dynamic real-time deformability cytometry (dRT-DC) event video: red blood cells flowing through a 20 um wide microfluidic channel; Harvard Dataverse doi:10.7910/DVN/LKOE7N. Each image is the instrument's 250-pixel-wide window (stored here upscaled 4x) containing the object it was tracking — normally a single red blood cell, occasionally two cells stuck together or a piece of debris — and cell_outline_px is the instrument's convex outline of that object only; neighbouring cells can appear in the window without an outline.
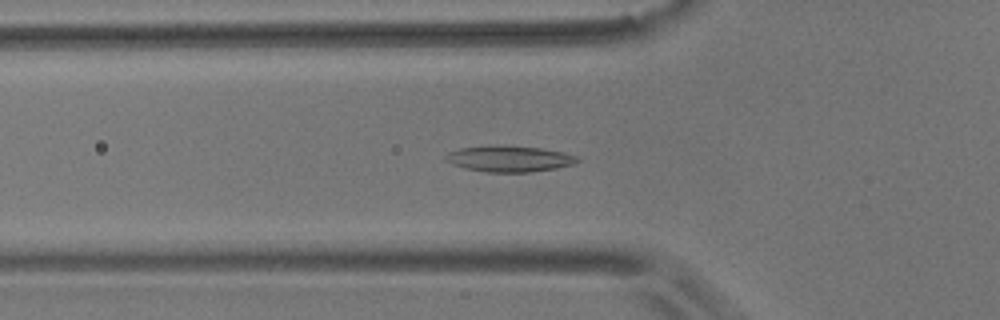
{"species": "common noctule bat (a hibernating species)", "species_latin": "Nyctalus noctula", "temperature_condition": "room temperature", "stored_images_in_passage": 49, "camera_frame_rate_fps": 3000, "um_per_image_px": 0.085, "animal": {"sex": "male", "body_mass_g": 17.9}, "frame": {"image": 1, "passage_image": 13, "time_ms": 4.0, "image_size_px": [1000, 320], "cell_outline_px": [[580, 160], [576, 164], [556, 168], [528, 172], [484, 172], [464, 168], [452, 164], [444, 160], [444, 156], [448, 152], [460, 148], [496, 144], [540, 148], [564, 152], [576, 156]], "centroid_in_image_um": [43.26, 13.49], "position_along_channel_um": 82.5, "area_um2": 20.29}}
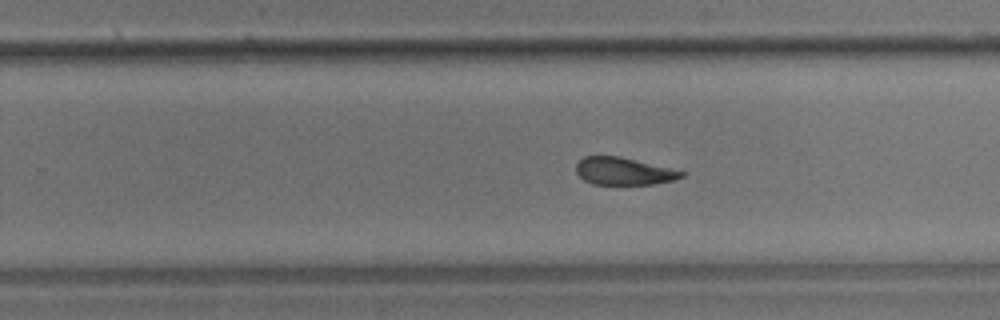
{"frame": {"image": 2, "passage_image": 29, "time_ms": 9.333, "image_size_px": [1000, 320], "cell_outline_px": [[684, 176], [672, 180], [652, 184], [592, 184], [584, 180], [576, 172], [576, 164], [584, 156], [620, 156], [684, 172]], "centroid_in_image_um": [52.95, 14.55], "position_along_channel_um": 276.8, "area_um2": 16.53}}
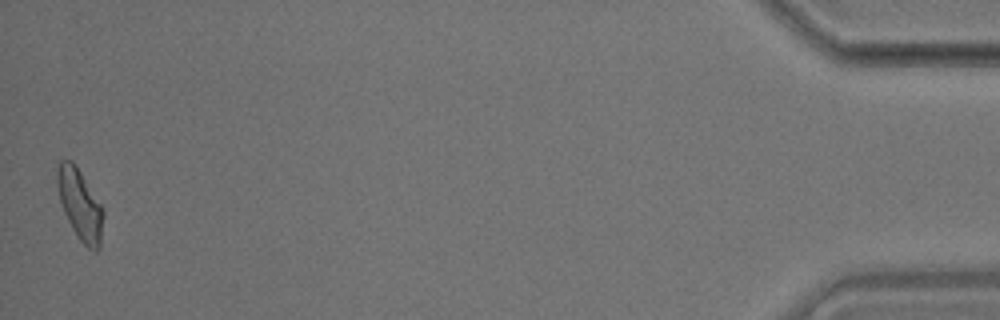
{"frame": {"image": 3, "passage_image": 49, "time_ms": 16.0, "image_size_px": [1000, 320], "cell_outline_px": [[104, 216], [100, 248], [96, 252], [88, 248], [80, 240], [72, 228], [64, 212], [60, 200], [56, 184], [56, 172], [60, 160], [72, 160], [76, 164], [104, 208]], "centroid_in_image_um": [6.82, 17.38], "position_along_channel_um": 428.4, "area_um2": 19.25}, "authors_computed_cell_mechanics": {"area_um2": 18.6116, "velocity_mm_per_s": 3.637, "shape_relaxation_time_tau1_ms": 6.1904, "shape_relaxation_time_tau2_ms": 2.9247, "deformation_change_tau1": 0.1686, "deformation_change_tau2": 0.1019}}